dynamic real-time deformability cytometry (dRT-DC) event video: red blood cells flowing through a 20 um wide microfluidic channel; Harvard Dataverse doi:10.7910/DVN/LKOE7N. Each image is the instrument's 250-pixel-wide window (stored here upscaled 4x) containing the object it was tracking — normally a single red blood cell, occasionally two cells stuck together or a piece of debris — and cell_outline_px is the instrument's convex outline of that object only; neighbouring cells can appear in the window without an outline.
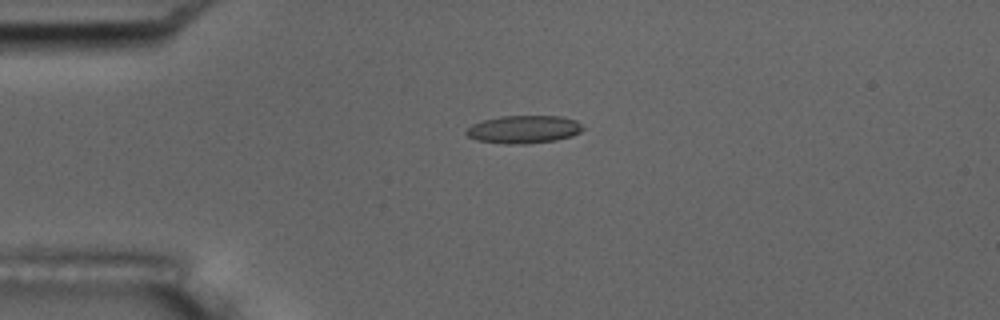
{"species": "common noctule bat (a hibernating species)", "species_latin": "Nyctalus noctula", "temperature_condition": "room temperature", "stored_images_in_passage": 5, "camera_frame_rate_fps": 3000, "um_per_image_px": 0.085, "animal": {"sex": "male", "body_mass_g": 17.5, "forearm_length_mm": 52.3}, "frame": {"image": 1, "passage_image": 4, "time_ms": 3.667, "image_size_px": [1000, 320], "cell_outline_px": [[584, 128], [580, 132], [572, 136], [556, 140], [524, 144], [504, 144], [476, 140], [468, 136], [464, 132], [472, 124], [484, 120], [500, 116], [560, 116], [576, 120]], "centroid_in_image_um": [44.51, 11.0], "position_along_channel_um": 40.5, "area_um2": 18.96}}